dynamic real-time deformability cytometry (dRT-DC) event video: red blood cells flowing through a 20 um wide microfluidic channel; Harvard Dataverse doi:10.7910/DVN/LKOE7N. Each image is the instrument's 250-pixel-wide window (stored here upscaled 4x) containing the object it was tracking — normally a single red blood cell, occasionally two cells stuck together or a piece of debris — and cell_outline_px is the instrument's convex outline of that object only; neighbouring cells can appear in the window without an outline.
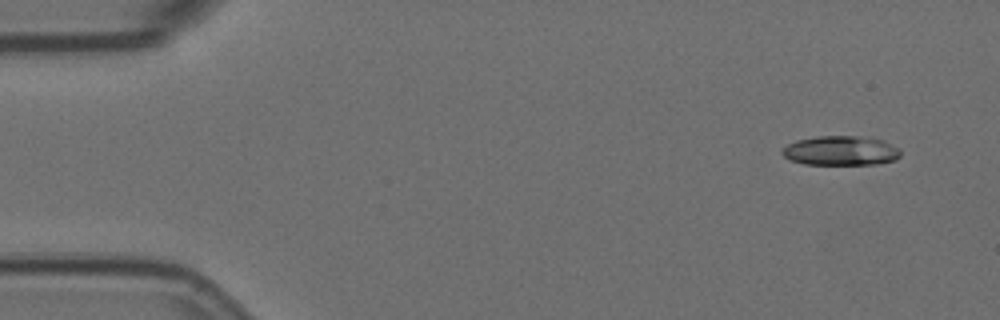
{"species": "Egyptian fruit bat (a non-hibernating species)", "species_latin": "Rousettus aegyptiacus", "temperature_condition": "room temperature", "stored_images_in_passage": 6, "camera_frame_rate_fps": 3000, "um_per_image_px": 0.085, "animal": {"sex": "female"}, "frame": {"image": 1, "passage_image": 1, "time_ms": 0.0, "image_size_px": [1000, 320], "cell_outline_px": [[900, 156], [896, 160], [876, 164], [804, 164], [788, 160], [780, 152], [788, 144], [796, 140], [816, 136], [872, 136], [884, 140], [900, 148]], "centroid_in_image_um": [71.49, 12.8], "position_along_channel_um": 13.5, "area_um2": 20.69}}
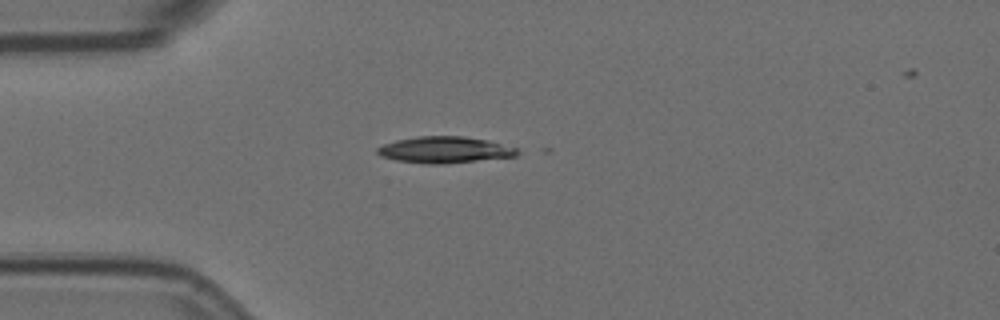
{"frame": {"image": 2, "passage_image": 4, "time_ms": 1.0, "image_size_px": [1000, 320], "cell_outline_px": [[520, 152], [516, 156], [444, 164], [428, 164], [396, 160], [380, 156], [376, 152], [376, 148], [384, 144], [396, 140], [420, 136], [464, 136], [488, 140], [516, 148]], "centroid_in_image_um": [37.78, 12.73], "position_along_channel_um": 47.2, "area_um2": 21.5}}
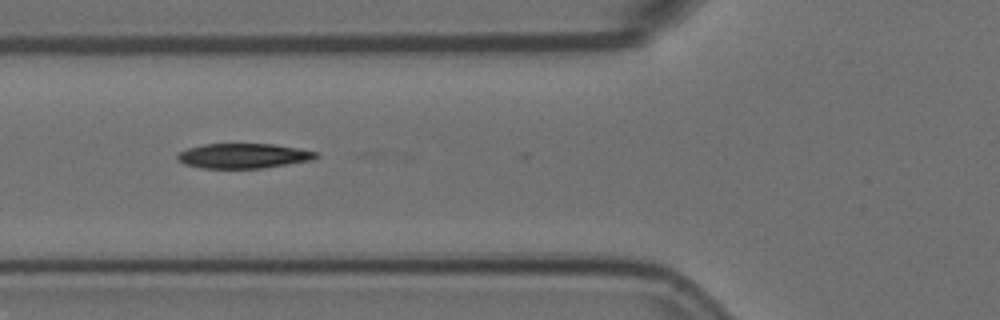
{"frame": {"image": 3, "passage_image": 6, "time_ms": 1.667, "image_size_px": [1000, 320], "cell_outline_px": [[320, 156], [312, 160], [260, 168], [200, 168], [184, 164], [176, 160], [176, 156], [180, 152], [188, 148], [204, 144], [272, 144], [300, 148], [320, 152]], "centroid_in_image_um": [20.7, 13.24], "position_along_channel_um": 105.1, "area_um2": 20.17}}